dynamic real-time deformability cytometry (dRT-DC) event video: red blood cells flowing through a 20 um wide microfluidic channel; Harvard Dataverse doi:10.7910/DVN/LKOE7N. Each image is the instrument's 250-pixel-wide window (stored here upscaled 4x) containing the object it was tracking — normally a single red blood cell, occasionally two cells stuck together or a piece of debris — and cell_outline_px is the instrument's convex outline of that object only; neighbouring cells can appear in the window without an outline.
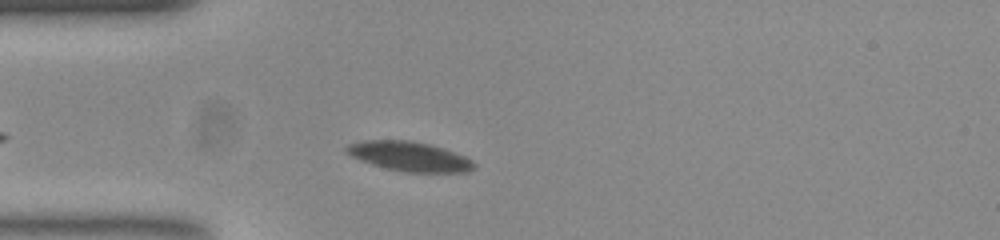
{"species": "common noctule bat (a hibernating species)", "species_latin": "Nyctalus noctula", "temperature_condition": "room temperature", "stored_images_in_passage": 45, "camera_frame_rate_fps": 3000, "um_per_image_px": 0.085, "animal": {"sex": "female", "body_mass_g": 23.0, "forearm_length_mm": 53.4}, "frame": {"image": 1, "passage_image": 8, "time_ms": 2.333, "image_size_px": [1000, 240], "cell_outline_px": [[476, 164], [472, 168], [464, 172], [408, 172], [388, 168], [372, 164], [352, 156], [344, 148], [348, 144], [368, 140], [412, 140], [428, 144], [464, 156]], "centroid_in_image_um": [34.78, 13.28], "position_along_channel_um": 50.2, "area_um2": 21.33}}
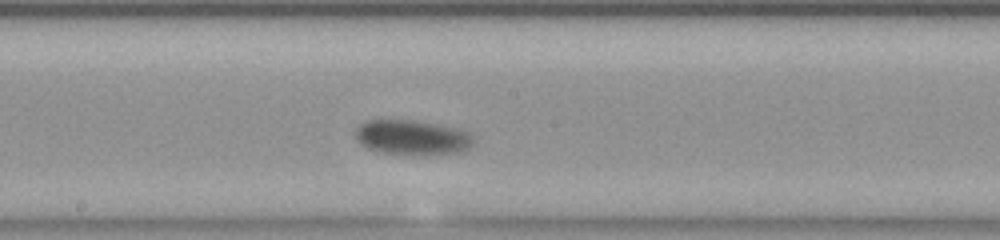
{"frame": {"image": 2, "passage_image": 22, "time_ms": 7.0, "image_size_px": [1000, 240], "cell_outline_px": [[472, 144], [468, 148], [460, 152], [428, 156], [424, 156], [380, 152], [368, 148], [356, 136], [356, 128], [364, 120], [412, 120], [452, 128], [464, 132], [472, 140]], "centroid_in_image_um": [34.98, 11.71], "position_along_channel_um": 213.2, "area_um2": 23.52}}
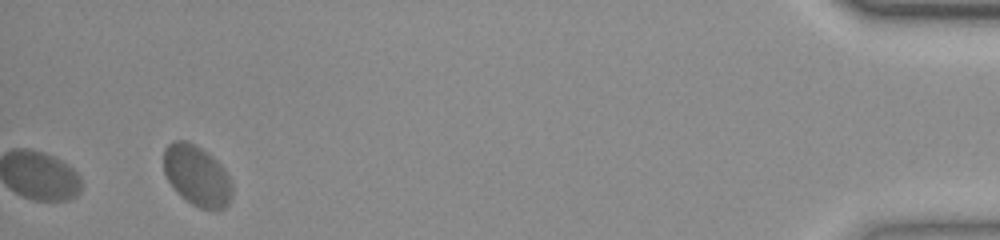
{"frame": {"image": 3, "passage_image": 45, "time_ms": 14.667, "image_size_px": [1000, 240], "cell_outline_px": [[232, 196], [228, 204], [224, 208], [216, 212], [200, 208], [192, 204], [176, 192], [168, 180], [164, 172], [164, 148], [172, 140], [188, 140], [208, 152], [220, 164], [228, 176], [232, 184]], "centroid_in_image_um": [16.74, 14.94], "position_along_channel_um": 418.5, "area_um2": 24.45}, "authors_computed_cell_mechanics": {"area_um2": 22.542, "velocity_mm_per_s": 3.7148, "shape_relaxation_time_tau1_ms": 3.9382, "shape_relaxation_time_tau2_ms": null, "deformation_change_tau1": 0.08, "deformation_change_tau2": null}}